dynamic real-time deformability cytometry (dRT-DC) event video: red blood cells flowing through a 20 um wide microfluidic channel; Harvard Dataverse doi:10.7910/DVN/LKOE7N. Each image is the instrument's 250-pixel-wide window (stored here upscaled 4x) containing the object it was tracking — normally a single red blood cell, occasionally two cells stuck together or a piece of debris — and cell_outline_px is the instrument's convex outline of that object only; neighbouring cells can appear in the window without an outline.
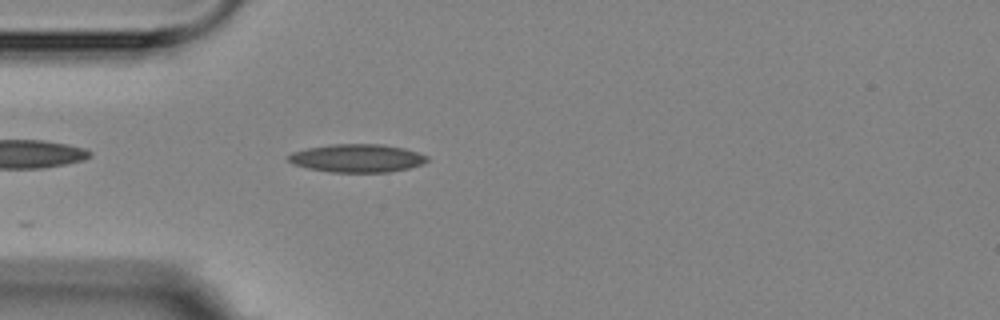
{"species": "Egyptian fruit bat (a non-hibernating species)", "species_latin": "Rousettus aegyptiacus", "temperature_condition": "room temperature", "stored_images_in_passage": 2, "camera_frame_rate_fps": 3000, "um_per_image_px": 0.085, "animal": {"sex": "female"}, "frame": {"image": 1, "passage_image": 2, "time_ms": 1.333, "image_size_px": [1000, 320], "cell_outline_px": [[428, 160], [424, 164], [408, 168], [388, 172], [332, 172], [308, 168], [292, 164], [288, 160], [288, 156], [292, 152], [308, 148], [332, 144], [380, 144], [404, 148], [428, 156]], "centroid_in_image_um": [30.36, 13.45], "position_along_channel_um": 54.6, "area_um2": 22.66}}